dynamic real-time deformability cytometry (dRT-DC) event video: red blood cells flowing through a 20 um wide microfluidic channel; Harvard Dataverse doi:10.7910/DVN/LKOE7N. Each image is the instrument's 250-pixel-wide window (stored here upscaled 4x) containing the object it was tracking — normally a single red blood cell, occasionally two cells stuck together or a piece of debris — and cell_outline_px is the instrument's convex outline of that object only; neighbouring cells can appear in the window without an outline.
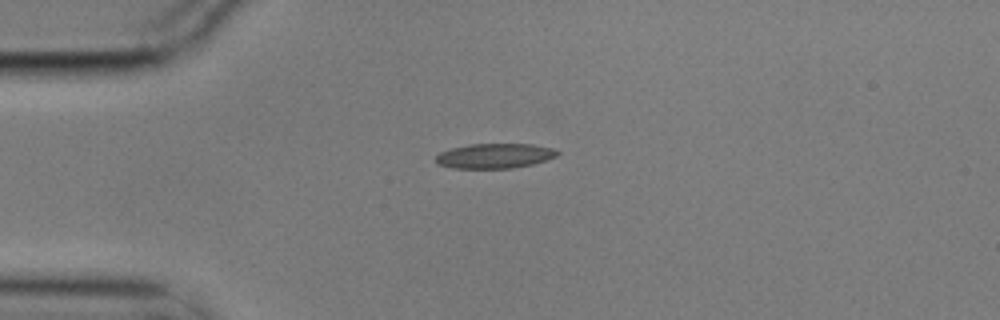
{"species": "common noctule bat (a hibernating species)", "species_latin": "Nyctalus noctula", "temperature_condition": "cold", "stored_images_in_passage": 4, "camera_frame_rate_fps": 3000, "um_per_image_px": 0.085, "animal": {"sex": "male", "body_mass_g": 17.9}, "frame": {"image": 1, "passage_image": 1, "time_ms": 0.0, "image_size_px": [1000, 320], "cell_outline_px": [[560, 152], [556, 156], [532, 164], [512, 168], [452, 168], [436, 164], [436, 156], [440, 152], [452, 148], [468, 144], [532, 144], [552, 148]], "centroid_in_image_um": [42.01, 13.25], "position_along_channel_um": 43.0, "area_um2": 17.51}}
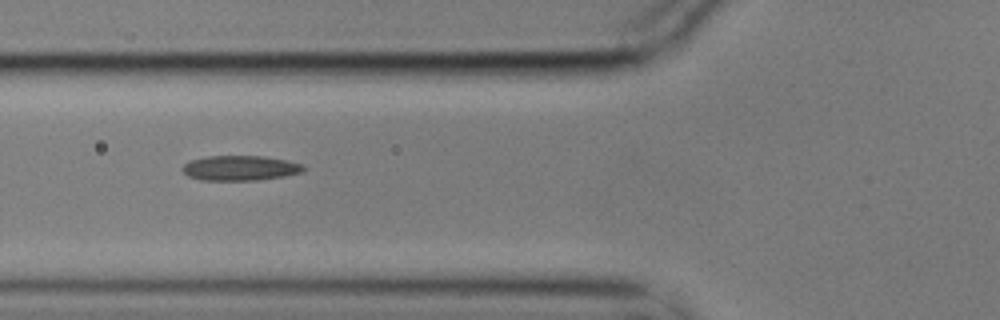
{"frame": {"image": 2, "passage_image": 3, "time_ms": 0.667, "image_size_px": [1000, 320], "cell_outline_px": [[308, 168], [304, 172], [284, 176], [260, 180], [200, 180], [188, 176], [180, 168], [188, 160], [208, 156], [264, 156], [288, 160], [304, 164]], "centroid_in_image_um": [20.45, 14.28], "position_along_channel_um": 105.3, "area_um2": 17.98}}
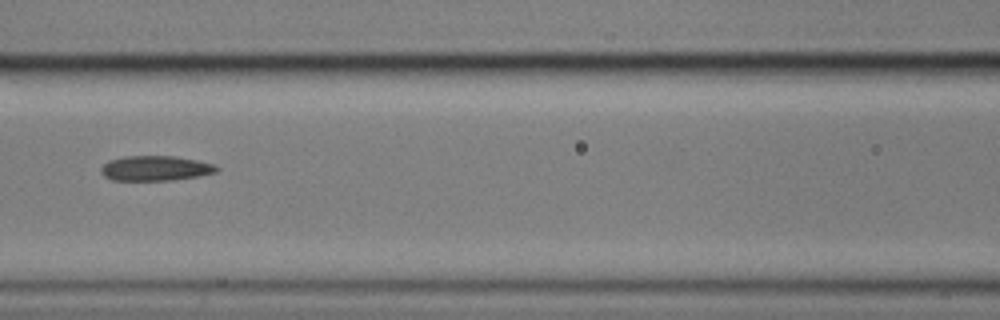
{"frame": {"image": 3, "passage_image": 4, "time_ms": 1.0, "image_size_px": [1000, 320], "cell_outline_px": [[220, 168], [216, 172], [196, 176], [172, 180], [112, 180], [104, 176], [100, 172], [100, 168], [108, 160], [124, 156], [176, 156], [216, 164]], "centroid_in_image_um": [13.2, 14.29], "position_along_channel_um": 153.4, "area_um2": 16.88}}